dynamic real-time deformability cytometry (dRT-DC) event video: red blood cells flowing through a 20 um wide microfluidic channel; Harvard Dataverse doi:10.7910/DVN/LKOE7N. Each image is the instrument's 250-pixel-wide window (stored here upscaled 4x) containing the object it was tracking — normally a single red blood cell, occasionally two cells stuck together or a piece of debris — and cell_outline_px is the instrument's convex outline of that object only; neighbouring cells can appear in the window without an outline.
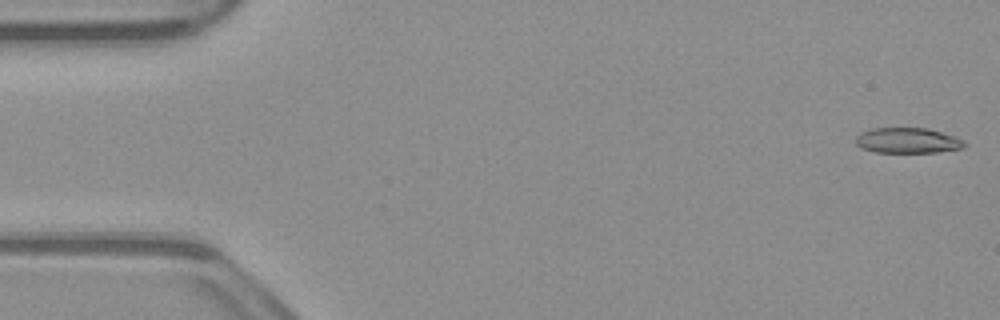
{"species": "common noctule bat (a hibernating species)", "species_latin": "Nyctalus noctula", "temperature_condition": "warm", "stored_images_in_passage": 52, "camera_frame_rate_fps": 3000, "um_per_image_px": 0.085, "animal": {"sex": "male", "body_mass_g": 23.1, "forearm_length_mm": 52.7}, "frame": {"image": 1, "passage_image": 1, "time_ms": 0.0, "image_size_px": [1000, 320], "cell_outline_px": [[968, 144], [964, 148], [936, 152], [872, 152], [860, 148], [856, 144], [856, 136], [860, 132], [872, 128], [928, 128], [956, 136], [964, 140]], "centroid_in_image_um": [77.16, 11.94], "position_along_channel_um": 7.8, "area_um2": 16.36}}
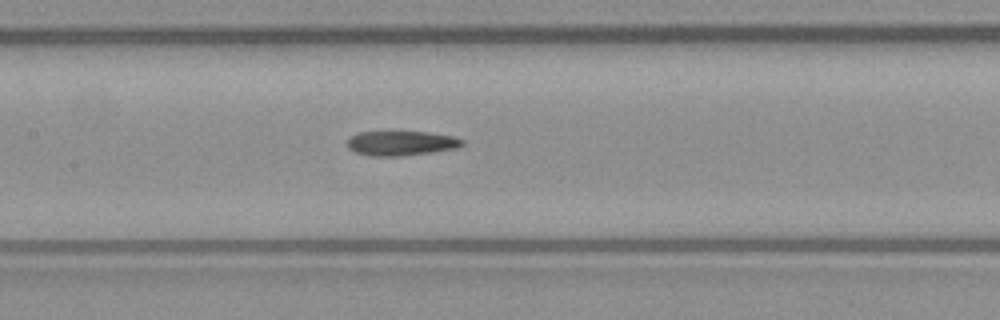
{"frame": {"image": 2, "passage_image": 24, "time_ms": 7.667, "image_size_px": [1000, 320], "cell_outline_px": [[464, 144], [456, 148], [400, 156], [372, 156], [356, 152], [348, 148], [348, 140], [356, 132], [428, 132], [452, 136], [464, 140]], "centroid_in_image_um": [34.09, 12.17], "position_along_channel_um": 173.3, "area_um2": 16.24}}
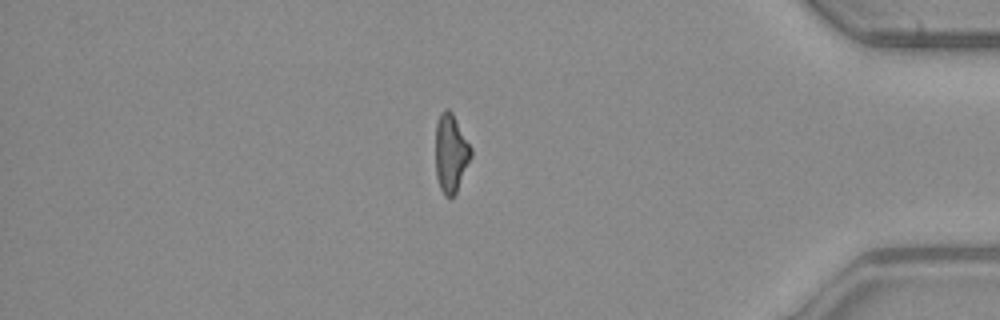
{"frame": {"image": 3, "passage_image": 44, "time_ms": 14.333, "image_size_px": [1000, 320], "cell_outline_px": [[472, 156], [456, 192], [452, 196], [444, 196], [440, 188], [436, 176], [436, 124], [440, 112], [444, 108], [448, 108], [452, 112], [472, 148]], "centroid_in_image_um": [38.32, 12.99], "position_along_channel_um": 396.9, "area_um2": 16.18}, "authors_computed_cell_mechanics": {"area_um2": 17.1088, "velocity_mm_per_s": 3.9455, "shape_relaxation_time_tau1_ms": null, "shape_relaxation_time_tau2_ms": 9.7865, "deformation_change_tau1": null, "deformation_change_tau2": 0.2421}}